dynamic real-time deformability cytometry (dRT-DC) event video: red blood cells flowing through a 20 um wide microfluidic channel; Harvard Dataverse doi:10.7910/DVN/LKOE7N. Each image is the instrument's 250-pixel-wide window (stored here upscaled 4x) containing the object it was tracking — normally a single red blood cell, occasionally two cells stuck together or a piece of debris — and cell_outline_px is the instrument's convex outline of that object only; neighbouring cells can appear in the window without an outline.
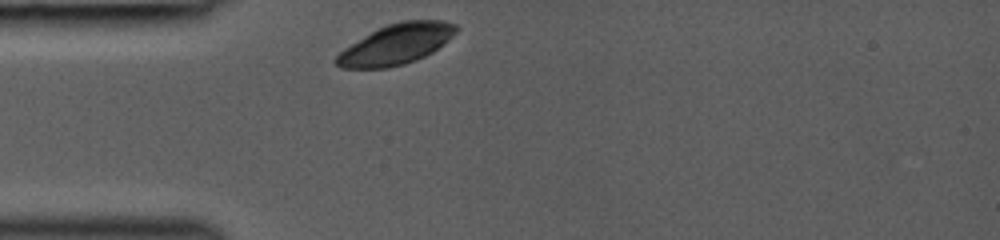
{"species": "common noctule bat (a hibernating species)", "species_latin": "Nyctalus noctula", "temperature_condition": "room temperature", "stored_images_in_passage": 27, "camera_frame_rate_fps": 3000, "um_per_image_px": 0.085, "animal": {"sex": "female", "body_mass_g": 19.0, "forearm_length_mm": 53.3}, "frame": {"image": 1, "passage_image": 1, "time_ms": 0.0, "image_size_px": [1000, 240], "cell_outline_px": [[456, 32], [452, 36], [432, 52], [416, 60], [404, 64], [388, 68], [340, 68], [332, 60], [344, 48], [372, 32], [388, 24], [404, 20], [444, 20], [456, 24]], "centroid_in_image_um": [33.66, 3.77], "position_along_channel_um": 51.3, "area_um2": 27.86}}
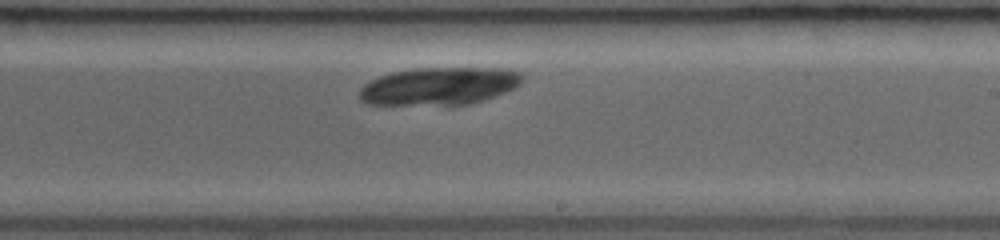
{"frame": {"image": 2, "passage_image": 16, "time_ms": 5.0, "image_size_px": [1000, 240], "cell_outline_px": [[524, 76], [520, 84], [516, 88], [472, 104], [368, 104], [360, 100], [360, 88], [364, 84], [380, 76], [392, 72], [412, 68], [504, 68], [520, 72]], "centroid_in_image_um": [37.37, 7.3], "position_along_channel_um": 251.6, "area_um2": 35.66}}
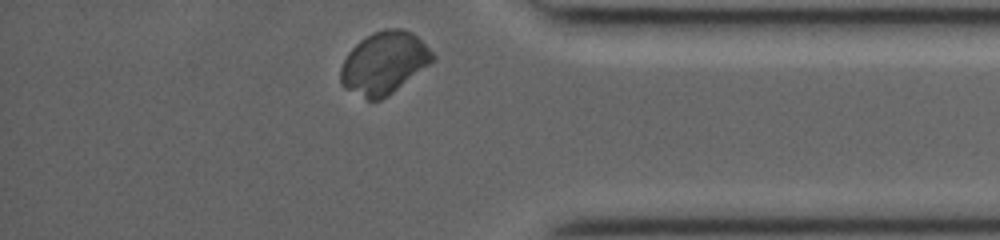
{"frame": {"image": 3, "passage_image": 27, "time_ms": 8.667, "image_size_px": [1000, 240], "cell_outline_px": [[436, 60], [392, 92], [380, 100], [368, 100], [344, 88], [340, 84], [340, 68], [348, 52], [360, 40], [372, 32], [384, 28], [404, 28], [412, 32], [436, 56]], "centroid_in_image_um": [32.63, 5.33], "position_along_channel_um": 402.6, "area_um2": 33.35}}